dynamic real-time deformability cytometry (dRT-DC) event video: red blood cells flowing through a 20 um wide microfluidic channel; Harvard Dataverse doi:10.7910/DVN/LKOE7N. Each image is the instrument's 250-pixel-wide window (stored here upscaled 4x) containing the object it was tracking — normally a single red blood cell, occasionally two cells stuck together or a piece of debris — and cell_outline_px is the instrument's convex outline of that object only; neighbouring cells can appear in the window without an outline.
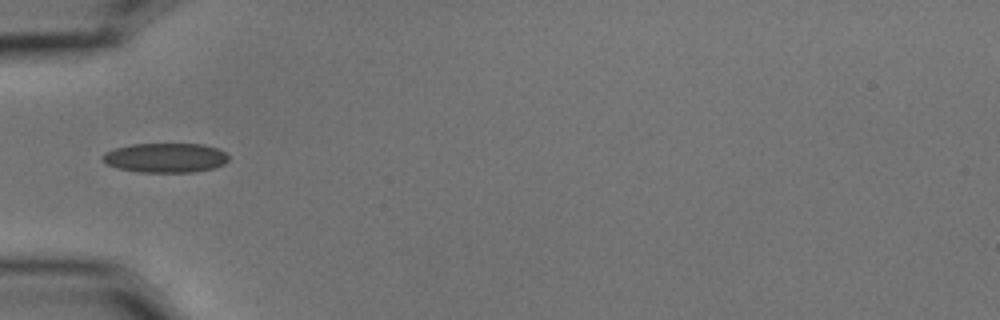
{"species": "common noctule bat (a hibernating species)", "species_latin": "Nyctalus noctula", "temperature_condition": "cold", "stored_images_in_passage": 5, "camera_frame_rate_fps": 3000, "um_per_image_px": 0.085, "animal": {"sex": "male", "body_mass_g": 15.6}, "frame": {"image": 1, "passage_image": 1, "time_ms": 0.0, "image_size_px": [1000, 320], "cell_outline_px": [[228, 160], [224, 164], [212, 168], [196, 172], [140, 172], [116, 168], [100, 160], [100, 156], [104, 152], [116, 148], [132, 144], [204, 144], [216, 148], [224, 152], [228, 156]], "centroid_in_image_um": [14.02, 13.41], "position_along_channel_um": 71.0, "area_um2": 21.73}}
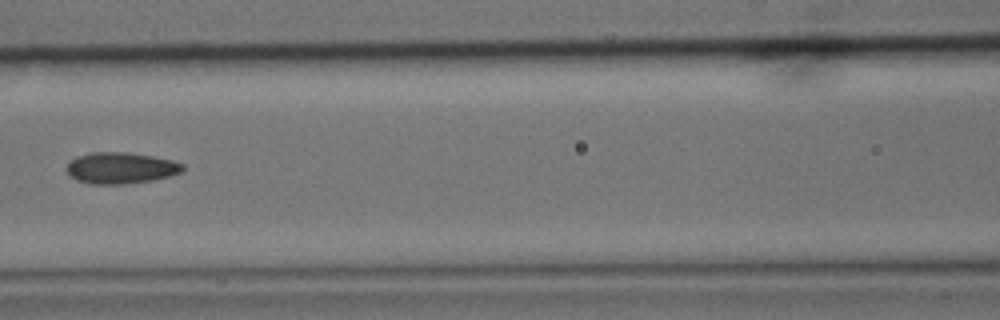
{"frame": {"image": 2, "passage_image": 3, "time_ms": 0.667, "image_size_px": [1000, 320], "cell_outline_px": [[184, 168], [180, 172], [168, 176], [152, 180], [124, 184], [88, 184], [76, 180], [68, 176], [64, 168], [76, 156], [92, 152], [128, 152], [152, 156], [172, 160], [184, 164]], "centroid_in_image_um": [10.2, 14.28], "position_along_channel_um": 156.4, "area_um2": 21.33}}
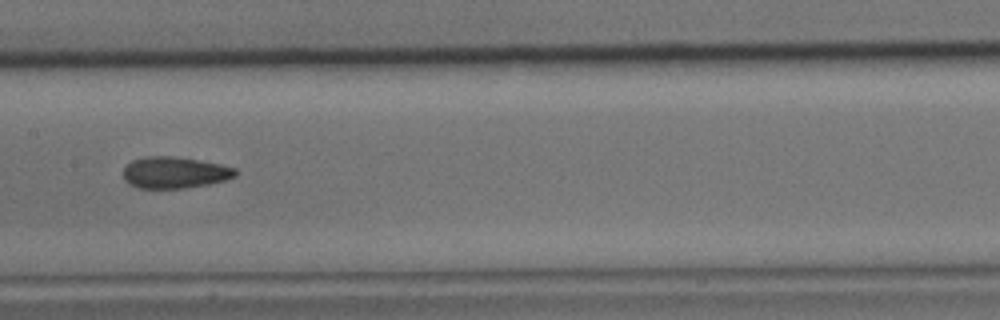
{"frame": {"image": 3, "passage_image": 4, "time_ms": 1.0, "image_size_px": [1000, 320], "cell_outline_px": [[236, 176], [224, 180], [208, 184], [184, 188], [136, 188], [128, 184], [124, 180], [124, 168], [132, 160], [144, 156], [172, 156], [220, 164], [236, 168]], "centroid_in_image_um": [14.81, 14.67], "position_along_channel_um": 192.6, "area_um2": 20.52}}